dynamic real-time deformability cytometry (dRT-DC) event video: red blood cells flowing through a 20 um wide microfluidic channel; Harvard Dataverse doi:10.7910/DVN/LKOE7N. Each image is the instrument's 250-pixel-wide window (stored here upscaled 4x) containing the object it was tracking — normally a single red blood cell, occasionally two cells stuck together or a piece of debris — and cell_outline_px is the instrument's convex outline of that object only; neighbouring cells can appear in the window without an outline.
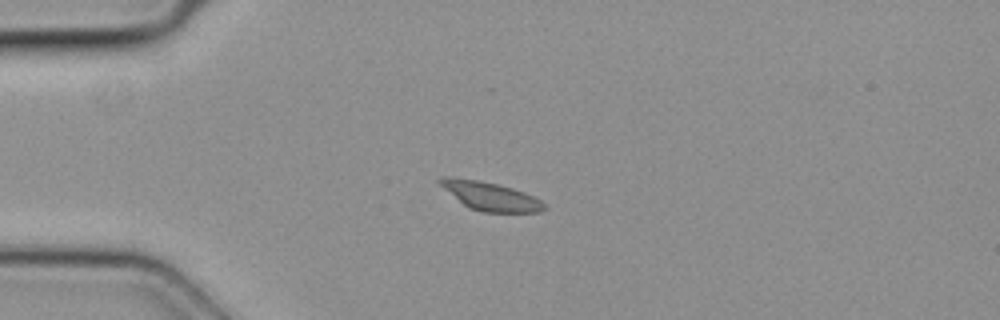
{"species": "common noctule bat (a hibernating species)", "species_latin": "Nyctalus noctula", "temperature_condition": "cold", "stored_images_in_passage": 48, "camera_frame_rate_fps": 3000, "um_per_image_px": 0.085, "animal": {"sex": "female", "body_mass_g": 19.3, "forearm_length_mm": 54.1}, "frame": {"image": 1, "passage_image": 12, "time_ms": 3.667, "image_size_px": [1000, 320], "cell_outline_px": [[548, 208], [540, 212], [484, 212], [468, 208], [440, 184], [436, 180], [444, 176], [452, 176], [476, 180], [496, 184], [512, 188], [524, 192], [540, 200]], "centroid_in_image_um": [41.69, 16.68], "position_along_channel_um": 43.3, "area_um2": 17.05}}
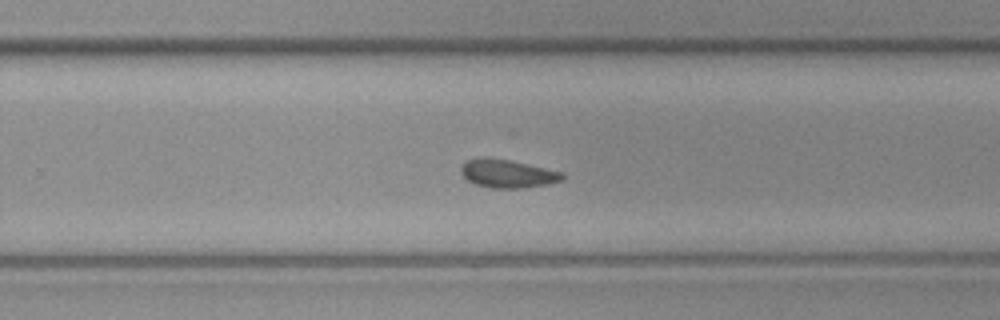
{"frame": {"image": 2, "passage_image": 31, "time_ms": 10.0, "image_size_px": [1000, 320], "cell_outline_px": [[564, 180], [548, 184], [524, 188], [488, 188], [472, 184], [460, 172], [460, 164], [464, 160], [476, 156], [484, 156], [508, 160], [528, 164], [560, 172], [564, 176]], "centroid_in_image_um": [43.03, 14.75], "position_along_channel_um": 286.8, "area_um2": 17.05}}
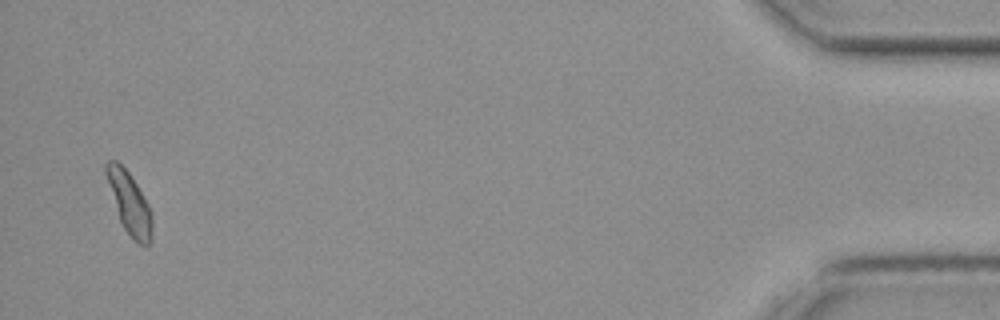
{"frame": {"image": 3, "passage_image": 47, "time_ms": 15.333, "image_size_px": [1000, 320], "cell_outline_px": [[152, 240], [148, 248], [144, 248], [136, 244], [124, 228], [120, 220], [104, 172], [104, 164], [108, 160], [116, 160], [128, 172], [136, 184], [148, 204], [152, 212]], "centroid_in_image_um": [11.03, 17.33], "position_along_channel_um": 424.2, "area_um2": 16.59}}